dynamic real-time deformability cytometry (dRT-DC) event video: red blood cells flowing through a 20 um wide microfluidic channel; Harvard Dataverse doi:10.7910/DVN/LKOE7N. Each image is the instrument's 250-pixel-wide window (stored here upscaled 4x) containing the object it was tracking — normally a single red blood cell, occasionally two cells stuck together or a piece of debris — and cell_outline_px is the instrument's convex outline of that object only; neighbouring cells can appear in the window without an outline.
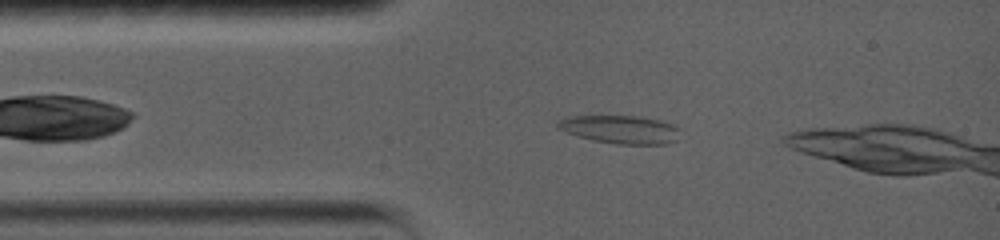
{"species": "common noctule bat (a hibernating species)", "species_latin": "Nyctalus noctula", "temperature_condition": "warm", "stored_images_in_passage": 38, "camera_frame_rate_fps": 5000, "um_per_image_px": 0.085, "animal": {"sex": "female", "body_mass_g": 19.0, "forearm_length_mm": 56.7}, "frame": {"image": 1, "passage_image": 5, "time_ms": 0.8, "image_size_px": [1000, 240], "cell_outline_px": [[680, 128], [676, 140], [664, 144], [616, 144], [596, 140], [580, 136], [568, 132], [560, 128], [556, 124], [560, 120], [572, 116], [632, 116], [656, 120]], "centroid_in_image_um": [52.75, 11.01], "position_along_channel_um": 32.3, "area_um2": 19.36}}
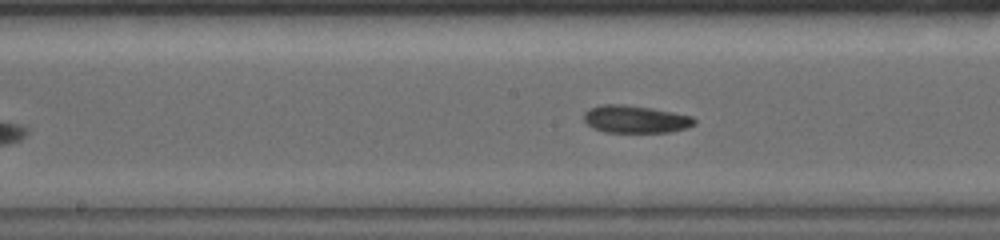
{"frame": {"image": 2, "passage_image": 19, "time_ms": 3.6, "image_size_px": [1000, 240], "cell_outline_px": [[696, 124], [688, 128], [672, 132], [604, 132], [592, 128], [584, 120], [584, 112], [588, 108], [600, 104], [624, 104], [652, 108], [692, 116], [696, 120]], "centroid_in_image_um": [54.01, 10.13], "position_along_channel_um": 194.2, "area_um2": 17.98}}
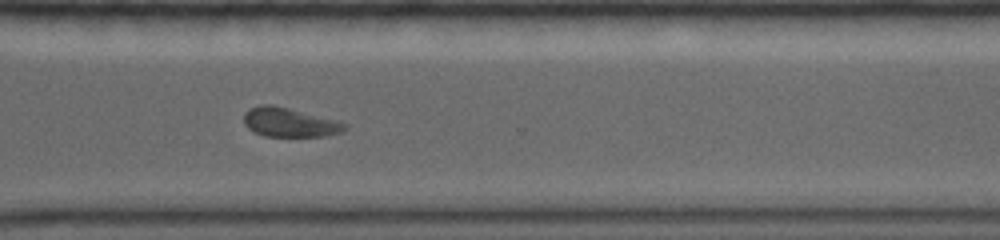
{"frame": {"image": 3, "passage_image": 34, "time_ms": 6.6, "image_size_px": [1000, 240], "cell_outline_px": [[348, 128], [340, 132], [324, 136], [264, 136], [248, 128], [244, 124], [244, 112], [248, 108], [260, 104], [272, 104], [340, 120], [348, 124]], "centroid_in_image_um": [24.63, 10.38], "position_along_channel_um": 346.0, "area_um2": 17.4}}